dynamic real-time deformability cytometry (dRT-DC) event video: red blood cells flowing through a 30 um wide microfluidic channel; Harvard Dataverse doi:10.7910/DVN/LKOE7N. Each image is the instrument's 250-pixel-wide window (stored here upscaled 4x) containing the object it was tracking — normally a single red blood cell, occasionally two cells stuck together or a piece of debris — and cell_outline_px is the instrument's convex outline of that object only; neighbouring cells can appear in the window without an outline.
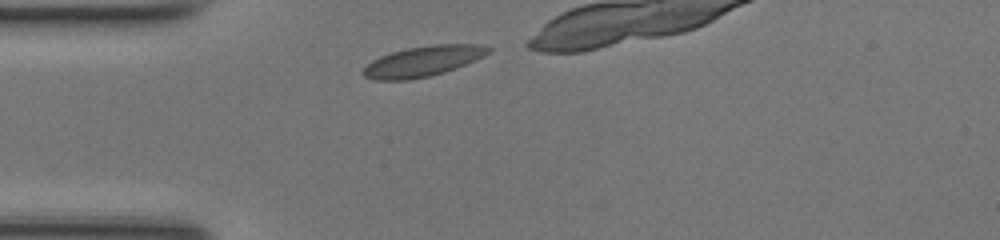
{"species": "common noctule bat (a hibernating species)", "species_latin": "Nyctalus noctula", "temperature_condition": "room temperature", "stored_images_in_passage": 9, "camera_frame_rate_fps": 3000, "um_per_image_px": 0.085, "animal": {"sex": "female", "body_mass_g": 17.0, "forearm_length_mm": 48.0}, "frame": {"image": 1, "passage_image": 1, "time_ms": 0.0, "image_size_px": [1000, 240], "cell_outline_px": [[492, 48], [484, 56], [456, 68], [444, 72], [428, 76], [408, 80], [376, 80], [364, 76], [360, 72], [372, 60], [380, 56], [392, 52], [408, 48], [432, 44], [484, 44]], "centroid_in_image_um": [35.95, 5.2], "position_along_channel_um": 49.0, "area_um2": 22.14}}
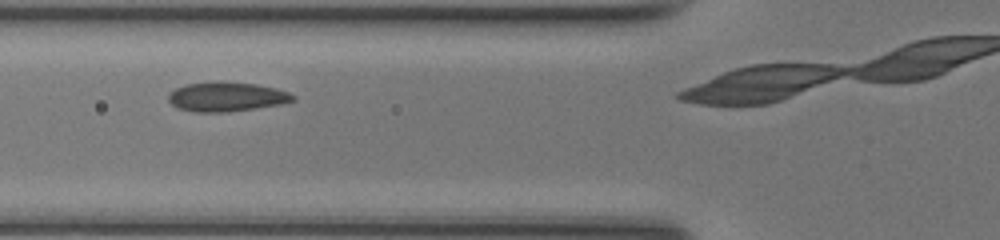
{"frame": {"image": 2, "passage_image": 6, "time_ms": 1.667, "image_size_px": [1000, 240], "cell_outline_px": [[296, 100], [280, 104], [256, 108], [228, 112], [196, 112], [176, 108], [168, 100], [168, 92], [184, 84], [256, 84], [276, 88], [288, 92], [296, 96]], "centroid_in_image_um": [19.26, 8.27], "position_along_channel_um": 106.5, "area_um2": 20.69}}